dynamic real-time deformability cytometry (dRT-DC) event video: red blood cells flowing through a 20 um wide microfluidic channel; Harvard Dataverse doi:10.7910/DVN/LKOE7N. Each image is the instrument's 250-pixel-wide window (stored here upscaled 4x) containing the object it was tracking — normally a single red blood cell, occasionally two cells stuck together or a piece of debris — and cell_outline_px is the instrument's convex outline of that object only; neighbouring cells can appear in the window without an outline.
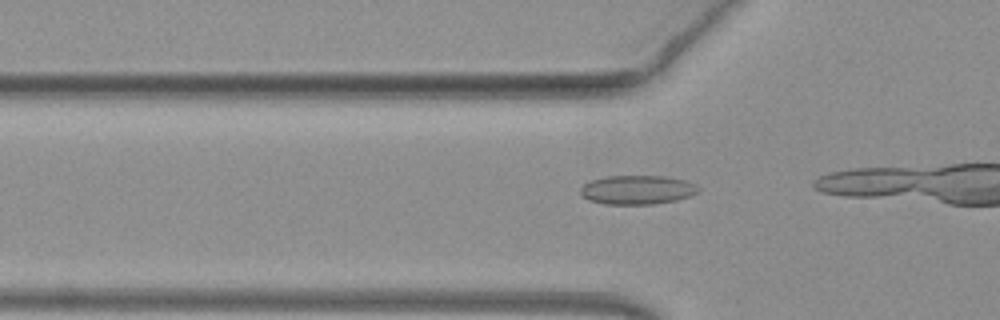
{"species": "common noctule bat (a hibernating species)", "species_latin": "Nyctalus noctula", "temperature_condition": "warm", "stored_images_in_passage": 14, "camera_frame_rate_fps": 3000, "um_per_image_px": 0.085, "animal": {"sex": "female", "body_mass_g": 19.3, "forearm_length_mm": 54.1}, "frame": {"image": 1, "passage_image": 12, "time_ms": 3.667, "image_size_px": [1000, 320], "cell_outline_px": [[700, 188], [696, 192], [688, 196], [676, 200], [652, 204], [604, 204], [588, 200], [580, 196], [580, 188], [588, 180], [604, 176], [668, 176], [684, 180], [696, 184]], "centroid_in_image_um": [54.1, 16.12], "position_along_channel_um": 71.7, "area_um2": 20.11}}